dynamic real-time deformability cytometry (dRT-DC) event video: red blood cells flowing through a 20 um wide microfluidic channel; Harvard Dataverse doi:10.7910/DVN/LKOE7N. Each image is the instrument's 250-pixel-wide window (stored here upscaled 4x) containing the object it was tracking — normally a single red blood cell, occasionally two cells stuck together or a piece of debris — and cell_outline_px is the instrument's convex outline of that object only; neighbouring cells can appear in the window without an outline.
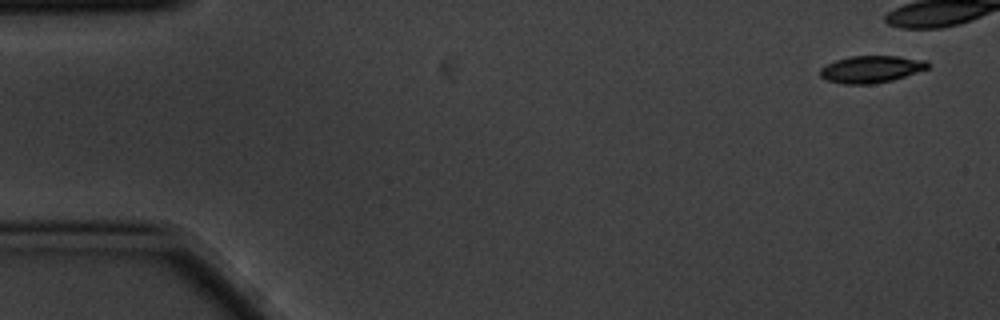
{"species": "common noctule bat (a hibernating species)", "species_latin": "Nyctalus noctula", "temperature_condition": "cold", "stored_images_in_passage": 9, "camera_frame_rate_fps": 3000, "um_per_image_px": 0.085, "animal": {"sex": "male", "body_mass_g": 20.1, "forearm_length_mm": 53.5}, "frame": {"image": 1, "passage_image": 1, "time_ms": 0.0, "image_size_px": [1000, 320], "cell_outline_px": [[928, 68], [892, 80], [872, 84], [844, 84], [828, 80], [820, 76], [820, 68], [836, 60], [848, 56], [900, 56], [928, 60]], "centroid_in_image_um": [74.05, 5.87], "position_along_channel_um": 11.0, "area_um2": 16.88}}
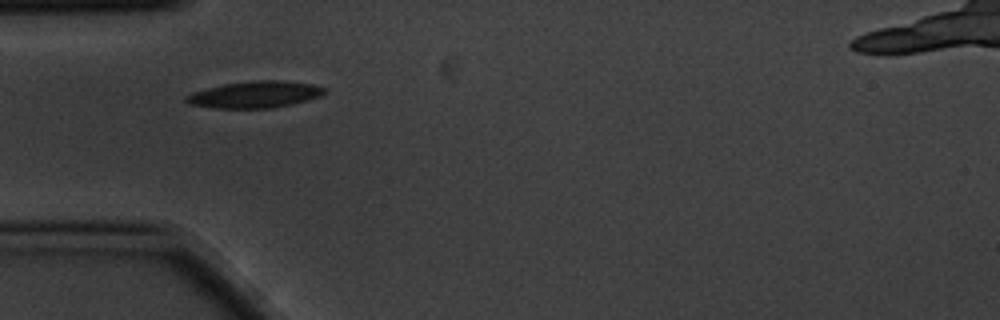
{"frame": {"image": 2, "passage_image": 6, "time_ms": 1.667, "image_size_px": [1000, 320], "cell_outline_px": [[328, 92], [320, 96], [272, 108], [216, 108], [192, 104], [184, 100], [184, 96], [192, 92], [224, 84], [256, 80], [280, 80], [312, 84], [328, 88]], "centroid_in_image_um": [21.68, 8.02], "position_along_channel_um": 63.3, "area_um2": 21.27}}